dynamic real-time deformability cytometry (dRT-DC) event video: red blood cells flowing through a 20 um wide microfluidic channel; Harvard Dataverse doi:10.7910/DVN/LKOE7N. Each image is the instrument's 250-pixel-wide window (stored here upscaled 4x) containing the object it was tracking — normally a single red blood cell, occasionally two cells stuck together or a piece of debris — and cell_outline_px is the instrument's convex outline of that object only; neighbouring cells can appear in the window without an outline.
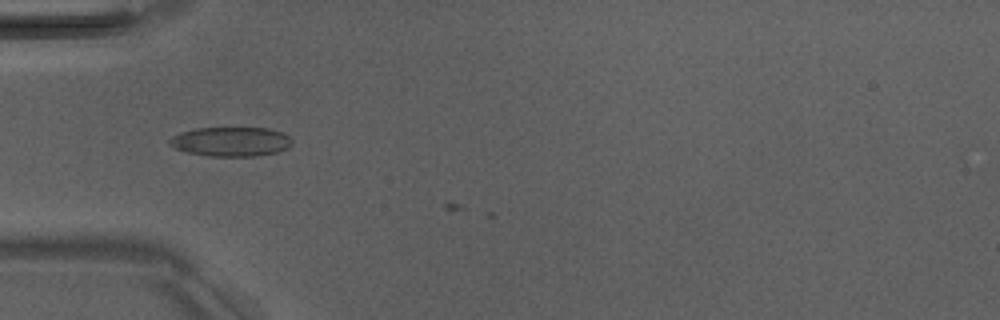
{"species": "Egyptian fruit bat (a non-hibernating species)", "species_latin": "Rousettus aegyptiacus", "temperature_condition": "room temperature", "stored_images_in_passage": 6, "camera_frame_rate_fps": 3000, "um_per_image_px": 0.085, "animal": {"sex": "male"}, "frame": {"image": 1, "passage_image": 5, "time_ms": 4.667, "image_size_px": [1000, 320], "cell_outline_px": [[292, 144], [288, 148], [276, 152], [256, 156], [208, 156], [188, 152], [176, 148], [168, 144], [168, 140], [172, 136], [180, 132], [196, 128], [268, 128], [284, 132], [292, 140]], "centroid_in_image_um": [19.64, 12.03], "position_along_channel_um": 65.4, "area_um2": 21.04}}